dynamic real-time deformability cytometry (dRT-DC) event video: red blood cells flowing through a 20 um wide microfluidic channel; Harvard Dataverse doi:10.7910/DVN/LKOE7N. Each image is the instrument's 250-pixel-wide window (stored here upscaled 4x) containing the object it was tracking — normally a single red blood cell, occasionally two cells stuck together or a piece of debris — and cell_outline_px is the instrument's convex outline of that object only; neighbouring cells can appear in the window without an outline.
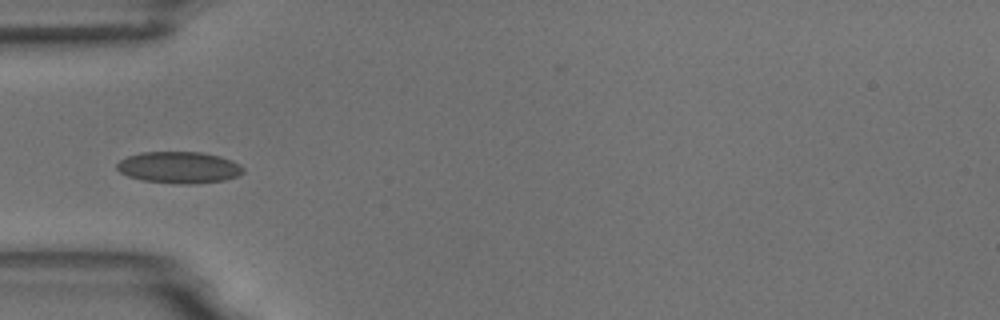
{"species": "common noctule bat (a hibernating species)", "species_latin": "Nyctalus noctula", "temperature_condition": "room temperature", "stored_images_in_passage": 7, "camera_frame_rate_fps": 3000, "um_per_image_px": 0.085, "animal": {"sex": "male", "body_mass_g": 18.8}, "frame": {"image": 1, "passage_image": 6, "time_ms": 5.667, "image_size_px": [1000, 320], "cell_outline_px": [[244, 172], [236, 176], [224, 180], [192, 184], [176, 184], [144, 180], [128, 176], [120, 172], [116, 168], [116, 164], [120, 160], [128, 156], [140, 152], [200, 152], [220, 156], [232, 160], [240, 164], [244, 168]], "centroid_in_image_um": [15.22, 14.23], "position_along_channel_um": 69.8, "area_um2": 23.29}}